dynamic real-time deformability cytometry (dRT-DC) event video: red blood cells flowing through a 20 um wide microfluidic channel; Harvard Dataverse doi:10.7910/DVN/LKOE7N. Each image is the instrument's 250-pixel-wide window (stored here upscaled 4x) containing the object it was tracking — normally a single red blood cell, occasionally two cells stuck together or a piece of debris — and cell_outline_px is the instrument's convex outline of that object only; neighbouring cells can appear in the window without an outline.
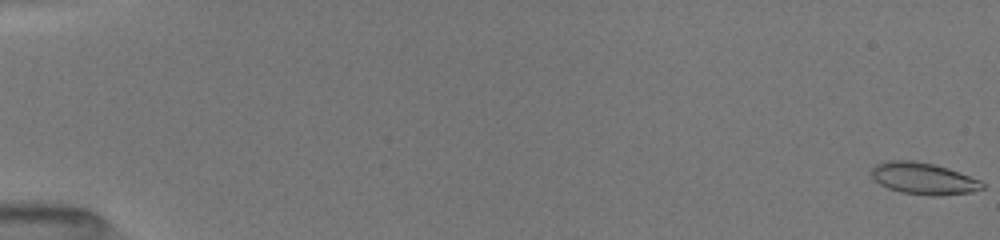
{"species": "common noctule bat (a hibernating species)", "species_latin": "Nyctalus noctula", "temperature_condition": "room temperature", "stored_images_in_passage": 53, "camera_frame_rate_fps": 3000, "um_per_image_px": 0.085, "animal": {"sex": "female", "body_mass_g": 19.5, "forearm_length_mm": 54.1}, "frame": {"image": 1, "passage_image": 1, "time_ms": 0.0, "image_size_px": [1000, 240], "cell_outline_px": [[984, 188], [972, 192], [936, 196], [928, 196], [900, 192], [888, 188], [880, 184], [872, 176], [872, 168], [876, 164], [884, 160], [912, 160], [936, 164], [948, 168], [980, 180], [984, 184]], "centroid_in_image_um": [78.49, 15.17], "position_along_channel_um": 6.5, "area_um2": 20.63}}
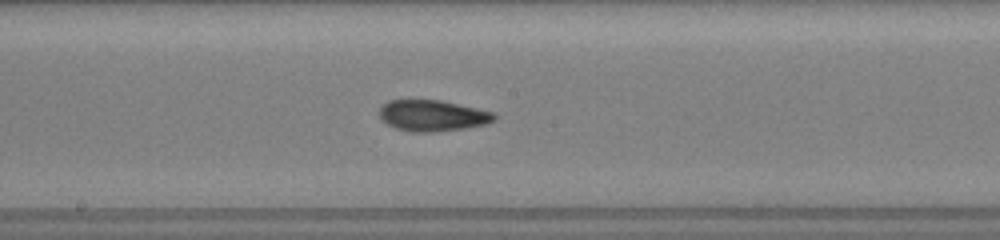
{"frame": {"image": 2, "passage_image": 30, "time_ms": 9.667, "image_size_px": [1000, 240], "cell_outline_px": [[496, 120], [488, 124], [464, 128], [428, 132], [412, 132], [396, 128], [388, 124], [380, 116], [380, 108], [388, 100], [440, 100], [496, 112]], "centroid_in_image_um": [36.82, 9.82], "position_along_channel_um": 211.4, "area_um2": 20.75}}
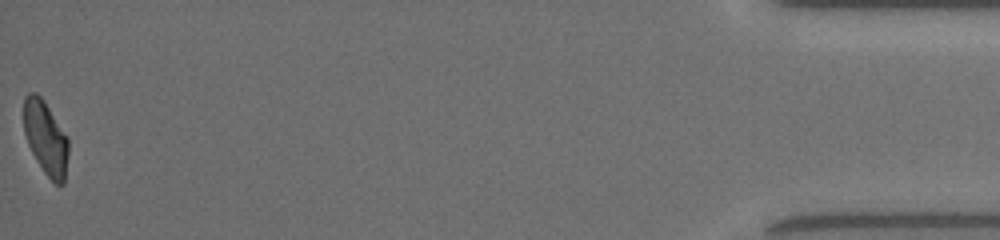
{"frame": {"image": 3, "passage_image": 53, "time_ms": 17.333, "image_size_px": [1000, 240], "cell_outline_px": [[68, 156], [64, 184], [56, 184], [44, 172], [36, 160], [28, 144], [24, 132], [24, 96], [28, 92], [36, 92], [44, 100], [68, 136]], "centroid_in_image_um": [3.89, 11.69], "position_along_channel_um": 431.3, "area_um2": 19.31}, "authors_computed_cell_mechanics": {"area_um2": 20.1722, "velocity_mm_per_s": 4.0126, "shape_relaxation_time_tau1_ms": 7.0824, "shape_relaxation_time_tau2_ms": 1.7251, "deformation_change_tau1": 0.2148, "deformation_change_tau2": 0.0787}}